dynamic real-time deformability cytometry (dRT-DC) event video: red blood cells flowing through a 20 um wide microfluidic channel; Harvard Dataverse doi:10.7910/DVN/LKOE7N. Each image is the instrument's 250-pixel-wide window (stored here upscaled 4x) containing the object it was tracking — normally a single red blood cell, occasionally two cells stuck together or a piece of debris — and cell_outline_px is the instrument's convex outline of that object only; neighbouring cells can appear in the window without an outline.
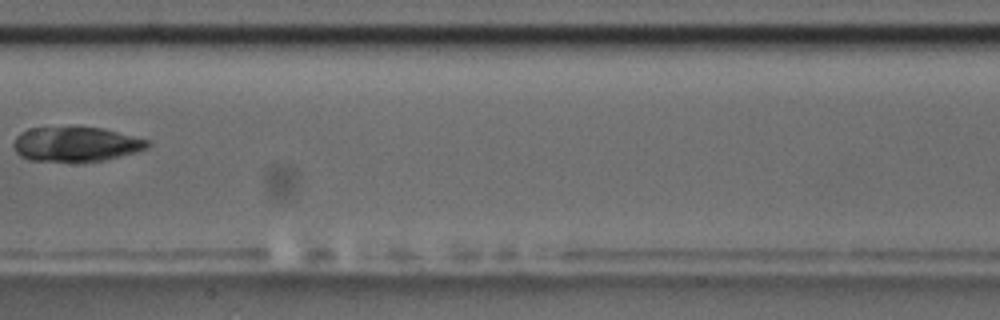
{"species": "common noctule bat (a hibernating species)", "species_latin": "Nyctalus noctula", "temperature_condition": "room temperature", "stored_images_in_passage": 6, "camera_frame_rate_fps": 3000, "um_per_image_px": 0.085, "animal": {"sex": "male", "body_mass_g": 17.5, "forearm_length_mm": 52.3}, "frame": {"image": 1, "passage_image": 5, "time_ms": 4.667, "image_size_px": [1000, 320], "cell_outline_px": [[148, 148], [136, 152], [104, 160], [28, 160], [20, 156], [16, 152], [12, 144], [16, 136], [20, 132], [28, 128], [104, 128], [148, 140]], "centroid_in_image_um": [6.42, 12.24], "position_along_channel_um": 201.0, "area_um2": 26.47}}
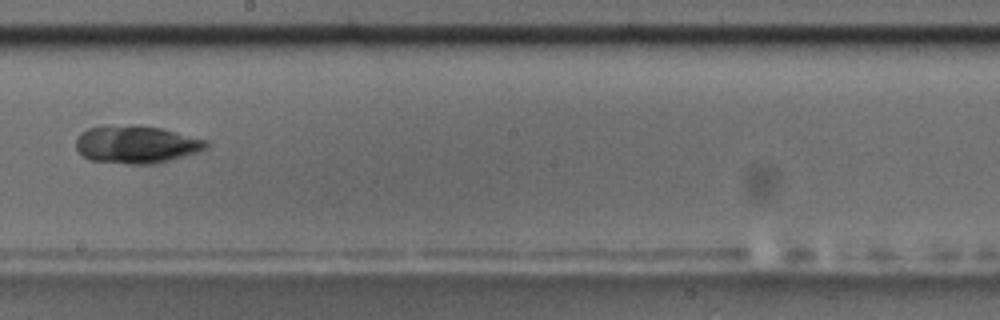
{"frame": {"image": 2, "passage_image": 6, "time_ms": 5.667, "image_size_px": [1000, 320], "cell_outline_px": [[212, 144], [208, 148], [200, 152], [172, 160], [156, 164], [128, 164], [92, 160], [84, 156], [76, 148], [76, 136], [80, 132], [88, 128], [136, 124], [160, 128], [208, 140]], "centroid_in_image_um": [11.65, 12.28], "position_along_channel_um": 236.5, "area_um2": 28.9}}